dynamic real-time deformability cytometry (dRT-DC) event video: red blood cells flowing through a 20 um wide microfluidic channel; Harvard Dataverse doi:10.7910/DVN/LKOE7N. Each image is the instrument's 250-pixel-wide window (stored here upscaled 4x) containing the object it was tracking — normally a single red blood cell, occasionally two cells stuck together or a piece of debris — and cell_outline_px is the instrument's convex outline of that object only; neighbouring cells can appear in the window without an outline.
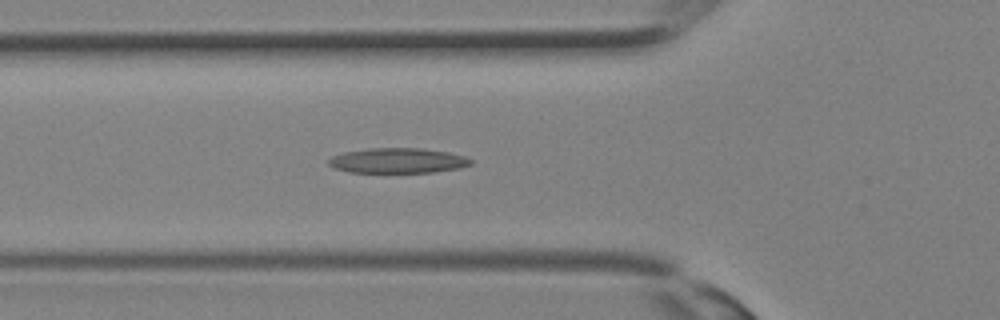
{"species": "Egyptian fruit bat (a non-hibernating species)", "species_latin": "Rousettus aegyptiacus", "temperature_condition": "room temperature", "stored_images_in_passage": 32, "camera_frame_rate_fps": 3000, "um_per_image_px": 0.085, "animal": {"sex": "female"}, "frame": {"image": 1, "passage_image": 11, "time_ms": 3.333, "image_size_px": [1000, 320], "cell_outline_px": [[472, 164], [460, 168], [432, 172], [348, 172], [336, 168], [328, 164], [328, 160], [332, 156], [344, 152], [368, 148], [424, 148], [448, 152], [464, 156], [472, 160]], "centroid_in_image_um": [33.82, 13.64], "position_along_channel_um": 92.0, "area_um2": 20.75}}
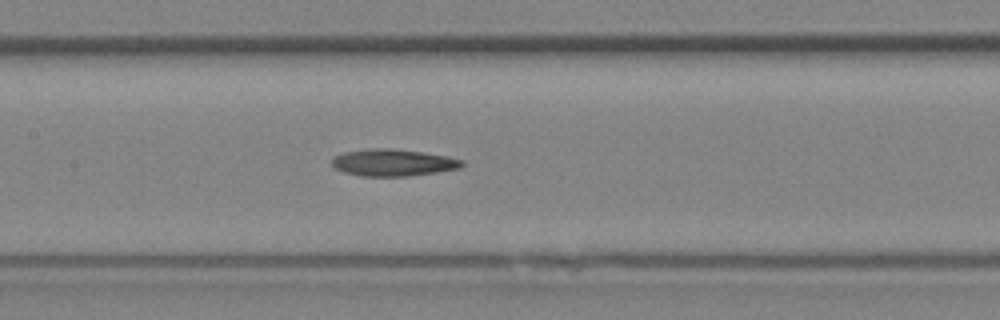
{"frame": {"image": 2, "passage_image": 15, "time_ms": 4.667, "image_size_px": [1000, 320], "cell_outline_px": [[464, 164], [460, 168], [436, 172], [404, 176], [360, 176], [344, 172], [336, 168], [332, 164], [332, 160], [336, 156], [344, 152], [368, 148], [392, 148], [448, 156], [464, 160]], "centroid_in_image_um": [33.42, 13.81], "position_along_channel_um": 174.0, "area_um2": 20.29}}
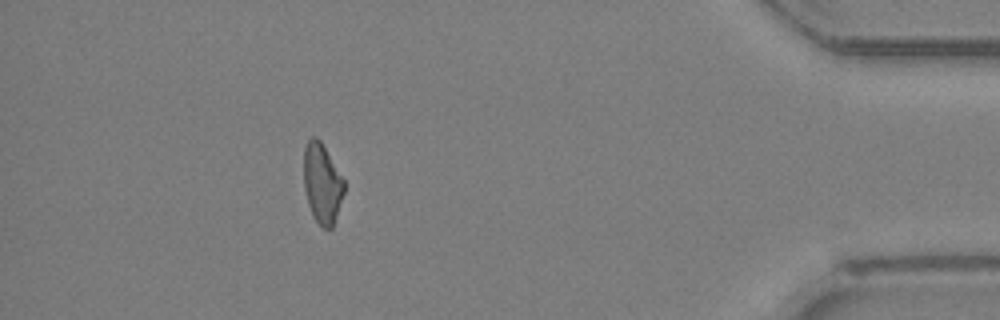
{"frame": {"image": 3, "passage_image": 29, "time_ms": 9.333, "image_size_px": [1000, 320], "cell_outline_px": [[344, 192], [332, 228], [328, 232], [312, 216], [308, 204], [304, 188], [304, 148], [308, 140], [312, 136], [316, 136], [320, 140], [344, 180]], "centroid_in_image_um": [27.37, 15.6], "position_along_channel_um": 407.8, "area_um2": 18.67}}